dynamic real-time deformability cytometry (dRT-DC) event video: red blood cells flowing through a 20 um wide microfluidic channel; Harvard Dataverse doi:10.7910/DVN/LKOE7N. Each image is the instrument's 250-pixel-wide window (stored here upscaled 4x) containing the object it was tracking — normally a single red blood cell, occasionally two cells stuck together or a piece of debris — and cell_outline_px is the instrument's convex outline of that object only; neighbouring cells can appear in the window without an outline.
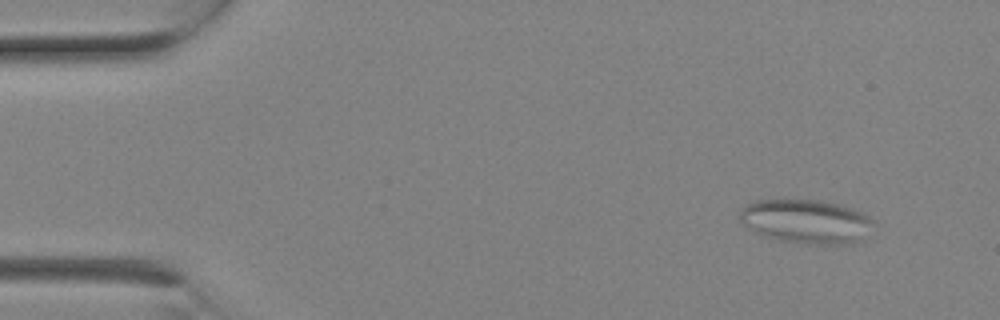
{"species": "Egyptian fruit bat (a non-hibernating species)", "species_latin": "Rousettus aegyptiacus", "temperature_condition": "room temperature", "stored_images_in_passage": 2, "segment_of_instrument_passage": [2, 2], "camera_frame_rate_fps": 3000, "um_per_image_px": 0.085, "animal": {"sex": "female"}, "frame": {"image": 1, "passage_image": 2, "time_ms": 0.333, "image_size_px": [1000, 320], "cell_outline_px": [[876, 224], [864, 240], [848, 244], [812, 244], [780, 240], [764, 236], [748, 228], [740, 220], [740, 212], [748, 204], [756, 200], [824, 200], [852, 208], [876, 220]], "centroid_in_image_um": [68.61, 18.83], "position_along_channel_um": 16.4, "area_um2": 34.45}}